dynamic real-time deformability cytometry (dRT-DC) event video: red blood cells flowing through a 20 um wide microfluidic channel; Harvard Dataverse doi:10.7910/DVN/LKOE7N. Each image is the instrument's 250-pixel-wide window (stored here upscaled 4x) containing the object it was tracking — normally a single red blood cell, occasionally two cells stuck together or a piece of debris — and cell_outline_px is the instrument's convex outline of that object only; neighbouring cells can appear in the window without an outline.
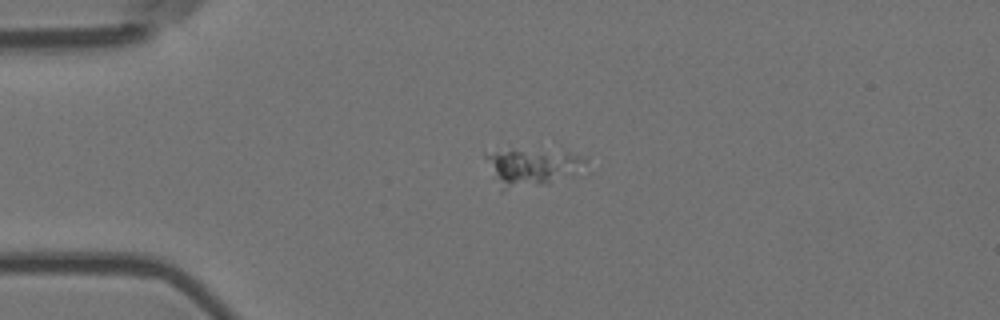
{"species": "Egyptian fruit bat (a non-hibernating species)", "species_latin": "Rousettus aegyptiacus", "temperature_condition": "room temperature", "stored_images_in_passage": 44, "segment_of_instrument_passage": [1, 2], "camera_frame_rate_fps": 3000, "um_per_image_px": 0.085, "animal": {"sex": "female"}, "frame": {"image": 1, "passage_image": 1, "time_ms": 0.0, "image_size_px": [1000, 320], "cell_outline_px": [[592, 172], [548, 184], [500, 192], [484, 156], [484, 152], [568, 152], [588, 156]], "centroid_in_image_um": [45.44, 14.29], "position_along_channel_um": 39.6, "area_um2": 22.66}}
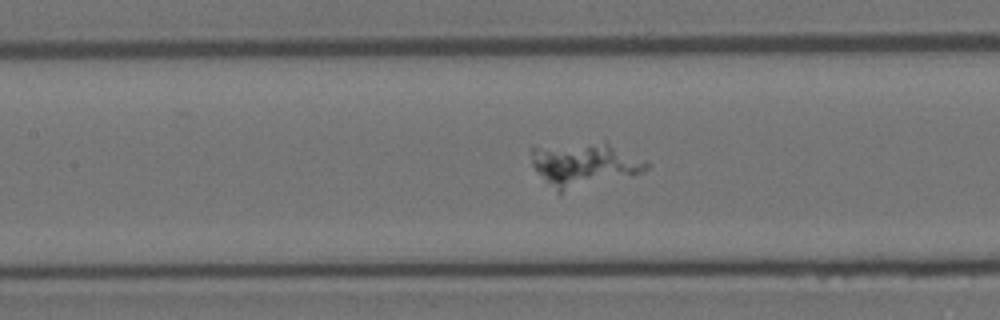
{"frame": {"image": 2, "passage_image": 13, "time_ms": 4.0, "image_size_px": [1000, 320], "cell_outline_px": [[648, 168], [632, 176], [560, 192], [556, 192], [532, 164], [532, 148], [604, 140], [648, 160]], "centroid_in_image_um": [49.75, 13.96], "position_along_channel_um": 157.6, "area_um2": 29.42}}
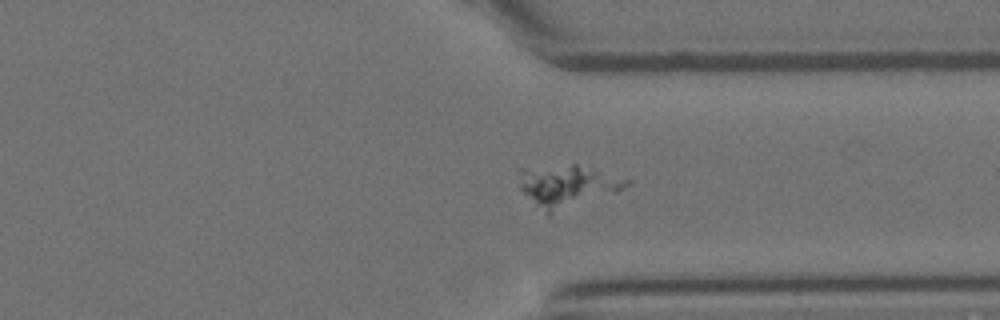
{"frame": {"image": 3, "passage_image": 30, "time_ms": 9.667, "image_size_px": [1000, 320], "cell_outline_px": [[632, 180], [628, 184], [616, 192], [548, 216], [520, 188], [516, 168], [572, 164], [576, 164], [632, 176]], "centroid_in_image_um": [48.28, 15.76], "position_along_channel_um": 363.1, "area_um2": 27.11}}